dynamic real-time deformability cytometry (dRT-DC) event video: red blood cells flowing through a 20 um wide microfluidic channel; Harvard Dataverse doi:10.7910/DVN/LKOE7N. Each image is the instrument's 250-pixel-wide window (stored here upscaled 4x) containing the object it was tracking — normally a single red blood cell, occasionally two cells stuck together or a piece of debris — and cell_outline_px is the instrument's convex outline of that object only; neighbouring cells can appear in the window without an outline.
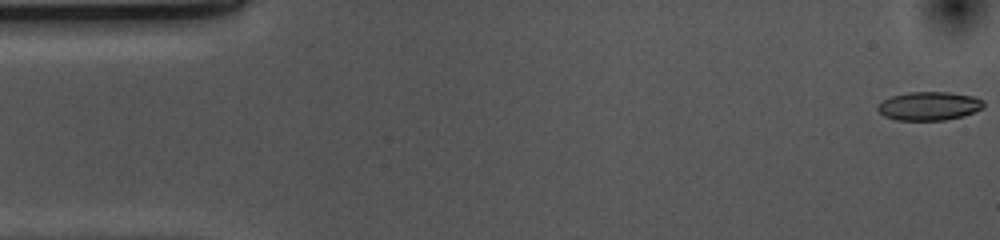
{"species": "common noctule bat (a hibernating species)", "species_latin": "Nyctalus noctula", "temperature_condition": "cold", "stored_images_in_passage": 7, "camera_frame_rate_fps": 3000, "um_per_image_px": 0.085, "animal": {"sex": "female", "body_mass_g": 10.0, "forearm_length_mm": 53.1}, "frame": {"image": 1, "passage_image": 1, "time_ms": 0.0, "image_size_px": [1000, 240], "cell_outline_px": [[984, 108], [960, 116], [944, 120], [896, 120], [884, 116], [876, 108], [884, 100], [892, 96], [908, 92], [948, 92], [972, 96], [984, 100]], "centroid_in_image_um": [78.97, 9.01], "position_along_channel_um": 6.0, "area_um2": 17.46}}